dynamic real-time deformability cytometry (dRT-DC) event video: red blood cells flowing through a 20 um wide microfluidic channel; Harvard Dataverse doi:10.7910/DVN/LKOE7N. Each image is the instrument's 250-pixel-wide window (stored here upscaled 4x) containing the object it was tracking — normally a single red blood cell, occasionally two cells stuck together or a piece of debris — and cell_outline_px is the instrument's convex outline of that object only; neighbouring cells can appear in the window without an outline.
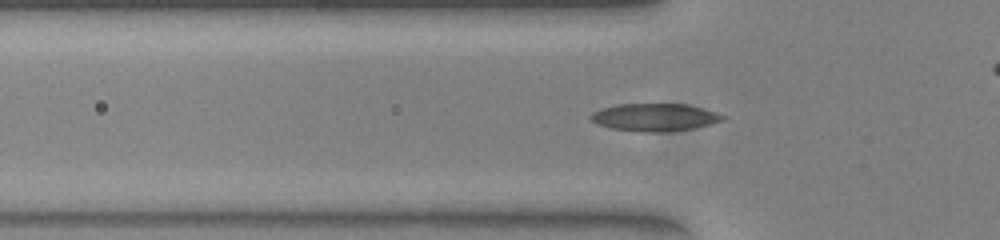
{"species": "common noctule bat (a hibernating species)", "species_latin": "Nyctalus noctula", "temperature_condition": "warm", "stored_images_in_passage": 40, "camera_frame_rate_fps": 3000, "um_per_image_px": 0.085, "animal": {"sex": "female", "body_mass_g": 23.0, "forearm_length_mm": 53.4}, "frame": {"image": 1, "passage_image": 14, "time_ms": 4.333, "image_size_px": [1000, 240], "cell_outline_px": [[728, 116], [724, 120], [712, 124], [692, 128], [668, 132], [644, 132], [612, 128], [596, 124], [588, 116], [592, 112], [600, 108], [620, 104], [684, 104], [704, 108]], "centroid_in_image_um": [55.67, 9.97], "position_along_channel_um": 70.1, "area_um2": 21.39}}
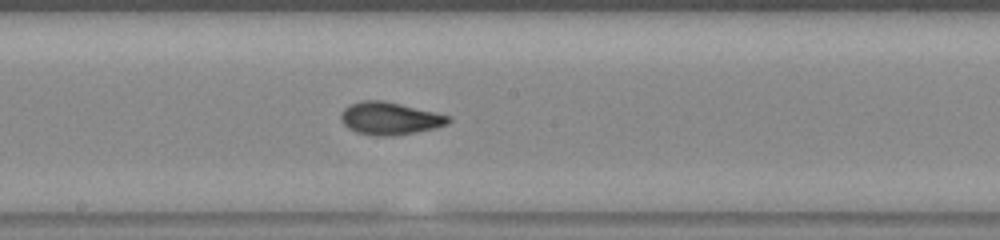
{"frame": {"image": 2, "passage_image": 25, "time_ms": 8.0, "image_size_px": [1000, 240], "cell_outline_px": [[452, 120], [448, 124], [436, 128], [416, 132], [392, 136], [376, 136], [356, 132], [348, 128], [340, 120], [340, 112], [348, 104], [360, 100], [384, 100], [452, 116]], "centroid_in_image_um": [33.12, 10.06], "position_along_channel_um": 215.1, "area_um2": 20.75}}
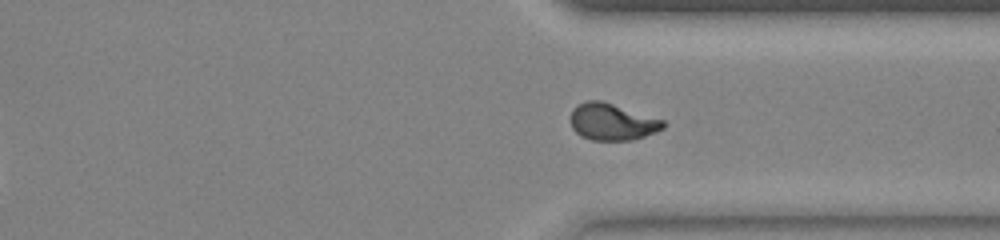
{"frame": {"image": 3, "passage_image": 36, "time_ms": 11.667, "image_size_px": [1000, 240], "cell_outline_px": [[668, 124], [664, 128], [656, 132], [632, 140], [592, 140], [580, 136], [572, 128], [568, 120], [572, 108], [588, 100], [600, 100], [664, 120]], "centroid_in_image_um": [52.01, 10.36], "position_along_channel_um": 359.4, "area_um2": 20.0}}